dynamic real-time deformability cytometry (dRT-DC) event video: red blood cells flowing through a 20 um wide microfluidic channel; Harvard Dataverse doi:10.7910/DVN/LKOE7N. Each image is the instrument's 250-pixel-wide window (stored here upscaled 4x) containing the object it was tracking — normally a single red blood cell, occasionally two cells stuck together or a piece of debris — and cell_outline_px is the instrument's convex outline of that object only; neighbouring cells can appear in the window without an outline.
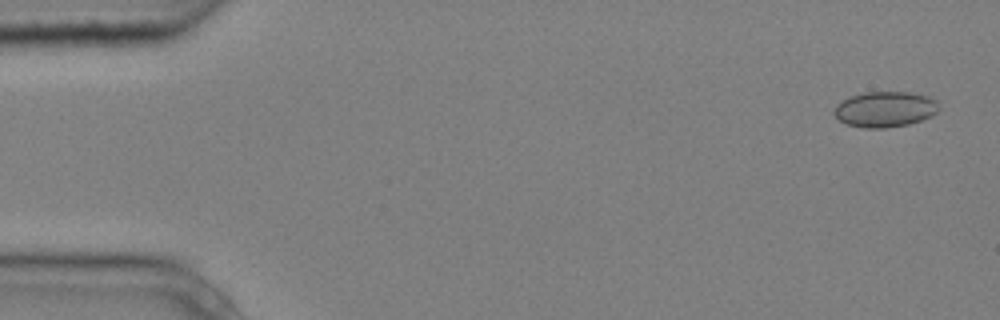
{"species": "common noctule bat (a hibernating species)", "species_latin": "Nyctalus noctula", "temperature_condition": "cold", "stored_images_in_passage": 6, "camera_frame_rate_fps": 3000, "um_per_image_px": 0.085, "animal": {"sex": "male", "body_mass_g": 20.4}, "frame": {"image": 1, "passage_image": 1, "time_ms": 0.0, "image_size_px": [1000, 320], "cell_outline_px": [[940, 108], [932, 116], [908, 124], [888, 128], [864, 128], [848, 124], [840, 120], [832, 112], [836, 104], [840, 100], [848, 96], [864, 92], [908, 92], [928, 96], [936, 100]], "centroid_in_image_um": [75.2, 9.28], "position_along_channel_um": 9.8, "area_um2": 21.91}}
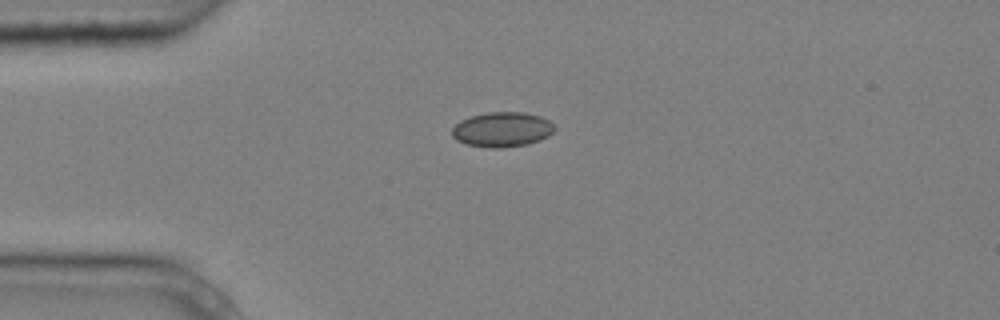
{"frame": {"image": 2, "passage_image": 4, "time_ms": 1.0, "image_size_px": [1000, 320], "cell_outline_px": [[556, 128], [548, 136], [540, 140], [528, 144], [504, 148], [488, 148], [464, 144], [456, 140], [452, 136], [452, 128], [460, 120], [472, 116], [488, 112], [524, 112], [540, 116], [548, 120]], "centroid_in_image_um": [42.66, 11.02], "position_along_channel_um": 42.3, "area_um2": 20.98}}
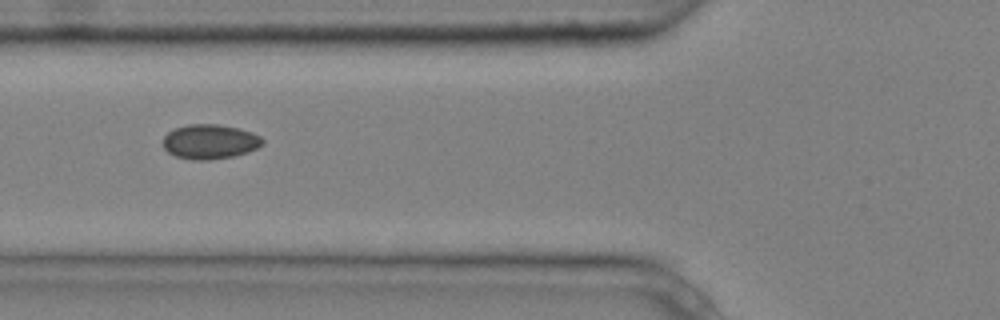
{"frame": {"image": 3, "passage_image": 6, "time_ms": 1.667, "image_size_px": [1000, 320], "cell_outline_px": [[264, 144], [248, 152], [232, 156], [208, 160], [192, 160], [176, 156], [168, 152], [164, 148], [164, 136], [168, 132], [176, 128], [188, 124], [216, 124], [240, 128], [252, 132], [260, 136], [264, 140]], "centroid_in_image_um": [17.86, 12.04], "position_along_channel_um": 107.9, "area_um2": 20.06}}